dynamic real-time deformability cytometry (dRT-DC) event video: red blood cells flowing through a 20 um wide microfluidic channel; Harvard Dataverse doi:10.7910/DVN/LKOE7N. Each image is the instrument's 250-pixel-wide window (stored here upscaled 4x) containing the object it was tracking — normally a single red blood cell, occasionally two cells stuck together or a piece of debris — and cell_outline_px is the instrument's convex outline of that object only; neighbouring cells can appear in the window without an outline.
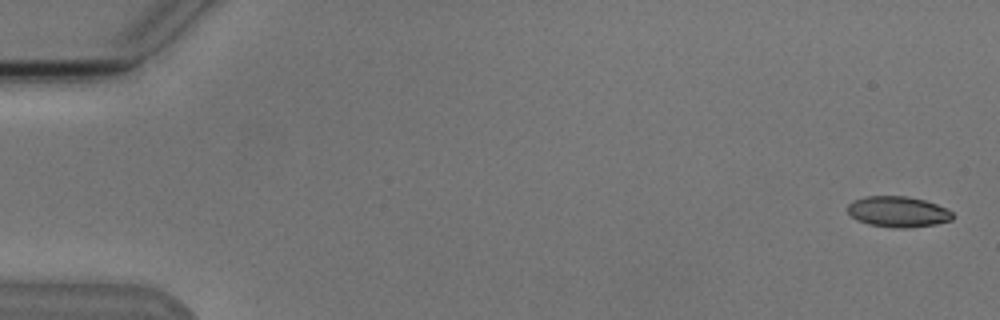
{"species": "Egyptian fruit bat (a non-hibernating species)", "species_latin": "Rousettus aegyptiacus", "temperature_condition": "cold", "stored_images_in_passage": 6, "camera_frame_rate_fps": 3000, "um_per_image_px": 0.085, "animal": {"sex": "male"}, "frame": {"image": 1, "passage_image": 1, "time_ms": 0.0, "image_size_px": [1000, 320], "cell_outline_px": [[952, 220], [936, 224], [904, 228], [892, 228], [868, 224], [856, 220], [848, 212], [848, 204], [852, 200], [864, 196], [904, 196], [924, 200], [936, 204], [952, 212]], "centroid_in_image_um": [76.28, 18.0], "position_along_channel_um": 8.7, "area_um2": 18.79}}
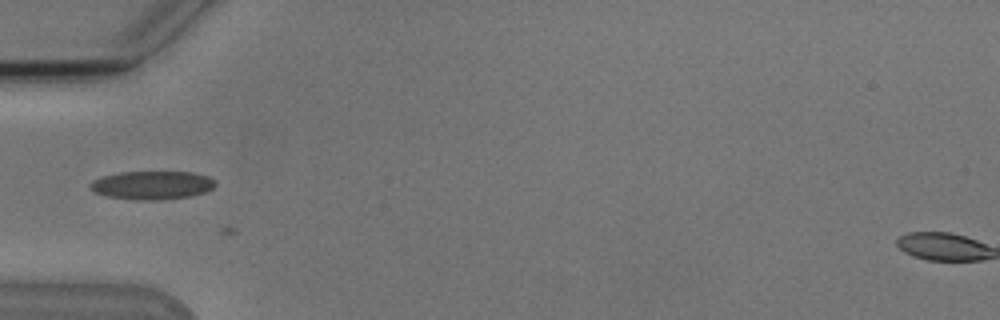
{"frame": {"image": 2, "passage_image": 5, "time_ms": 5.667, "image_size_px": [1000, 320], "cell_outline_px": [[216, 184], [212, 188], [204, 192], [192, 196], [160, 200], [136, 200], [108, 196], [92, 192], [88, 184], [92, 180], [104, 176], [120, 172], [192, 172], [208, 176], [216, 180]], "centroid_in_image_um": [12.92, 15.74], "position_along_channel_um": 72.1, "area_um2": 20.87}}